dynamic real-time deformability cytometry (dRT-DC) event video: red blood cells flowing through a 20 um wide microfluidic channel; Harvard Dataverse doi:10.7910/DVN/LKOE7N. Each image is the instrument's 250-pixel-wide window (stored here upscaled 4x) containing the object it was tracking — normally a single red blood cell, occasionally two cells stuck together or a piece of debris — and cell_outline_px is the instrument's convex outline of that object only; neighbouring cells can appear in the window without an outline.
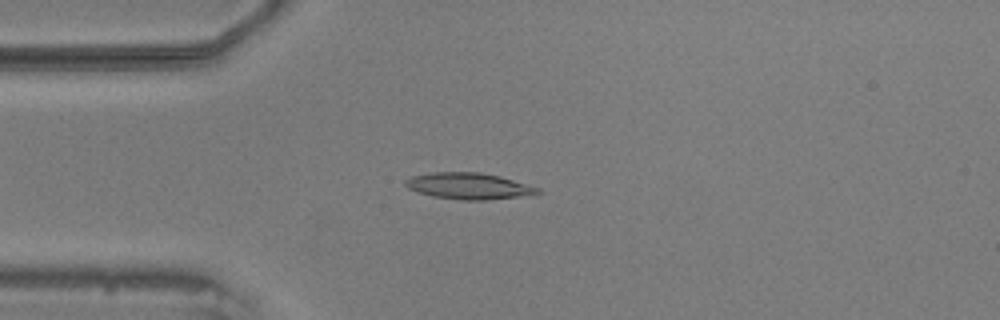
{"species": "common noctule bat (a hibernating species)", "species_latin": "Nyctalus noctula", "temperature_condition": "warm", "stored_images_in_passage": 44, "camera_frame_rate_fps": 3000, "um_per_image_px": 0.085, "animal": {"sex": "male", "body_mass_g": 20.5, "forearm_length_mm": 52.5}, "frame": {"image": 1, "passage_image": 2, "time_ms": 0.333, "image_size_px": [1000, 320], "cell_outline_px": [[544, 192], [516, 196], [484, 200], [460, 200], [432, 196], [416, 192], [408, 188], [404, 184], [404, 180], [412, 176], [432, 172], [480, 172], [500, 176], [540, 188]], "centroid_in_image_um": [39.79, 15.8], "position_along_channel_um": 45.2, "area_um2": 20.23}}
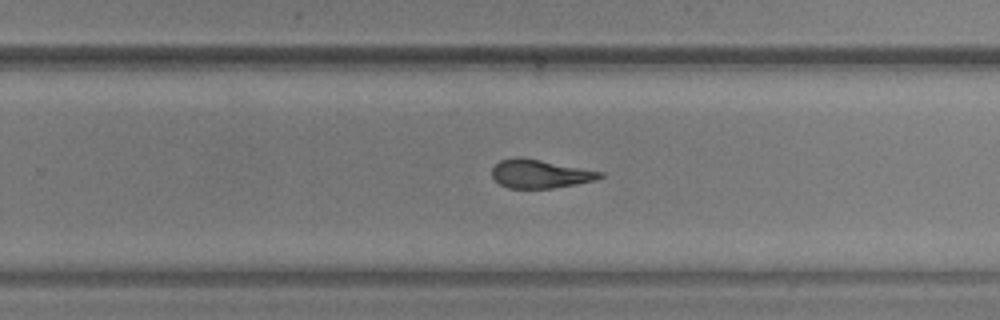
{"frame": {"image": 2, "passage_image": 23, "time_ms": 7.333, "image_size_px": [1000, 320], "cell_outline_px": [[604, 176], [596, 180], [576, 184], [552, 188], [508, 188], [500, 184], [492, 176], [492, 168], [500, 160], [516, 156], [520, 156], [604, 172]], "centroid_in_image_um": [45.9, 14.77], "position_along_channel_um": 283.9, "area_um2": 17.98}}
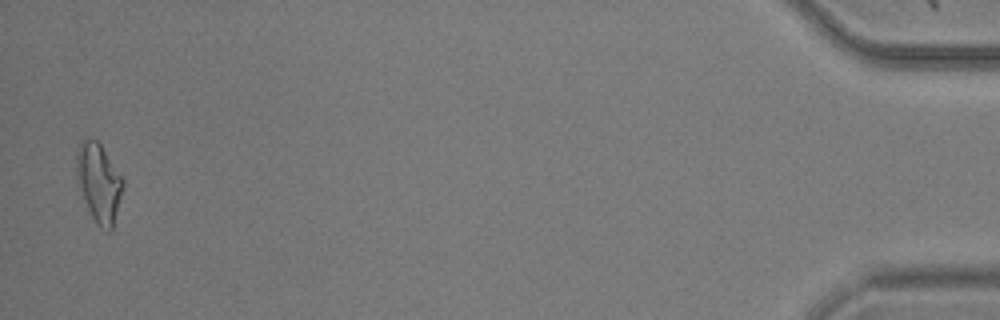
{"frame": {"image": 3, "passage_image": 43, "time_ms": 14.0, "image_size_px": [1000, 320], "cell_outline_px": [[124, 184], [112, 228], [108, 232], [100, 228], [96, 224], [88, 208], [76, 180], [76, 152], [80, 144], [84, 140], [96, 140], [100, 144], [124, 180]], "centroid_in_image_um": [8.39, 15.55], "position_along_channel_um": 426.8, "area_um2": 20.92}, "authors_computed_cell_mechanics": {"area_um2": 18.8428, "velocity_mm_per_s": 3.5855, "shape_relaxation_time_tau1_ms": 7.0699, "shape_relaxation_time_tau2_ms": 2.7381, "deformation_change_tau1": 0.2113, "deformation_change_tau2": 0.1045}}